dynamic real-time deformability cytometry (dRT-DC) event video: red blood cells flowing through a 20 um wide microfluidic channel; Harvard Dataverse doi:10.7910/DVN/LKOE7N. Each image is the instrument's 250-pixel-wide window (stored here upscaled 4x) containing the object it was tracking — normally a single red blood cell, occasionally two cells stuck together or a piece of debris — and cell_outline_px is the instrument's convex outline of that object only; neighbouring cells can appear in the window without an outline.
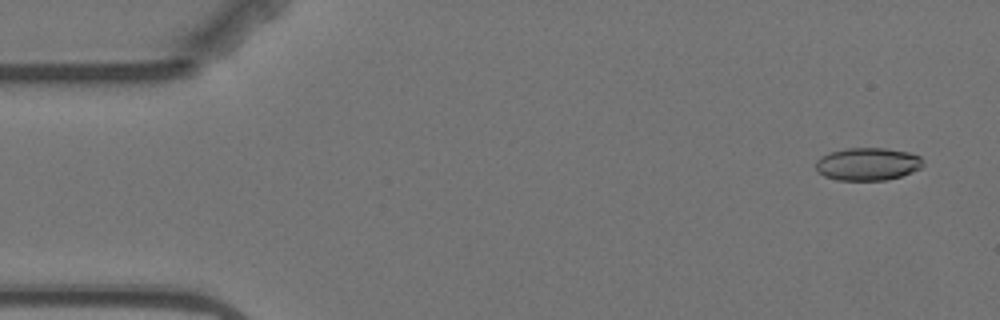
{"species": "Egyptian fruit bat (a non-hibernating species)", "species_latin": "Rousettus aegyptiacus", "temperature_condition": "warm", "stored_images_in_passage": 5, "camera_frame_rate_fps": 3000, "um_per_image_px": 0.085, "animal": {"sex": "female"}, "frame": {"image": 1, "passage_image": 1, "time_ms": 0.0, "image_size_px": [1000, 320], "cell_outline_px": [[924, 164], [920, 168], [912, 172], [900, 176], [884, 180], [836, 180], [824, 176], [816, 172], [816, 160], [820, 156], [828, 152], [848, 148], [884, 148], [908, 152], [920, 156], [924, 160]], "centroid_in_image_um": [73.72, 13.94], "position_along_channel_um": 11.3, "area_um2": 20.63}}